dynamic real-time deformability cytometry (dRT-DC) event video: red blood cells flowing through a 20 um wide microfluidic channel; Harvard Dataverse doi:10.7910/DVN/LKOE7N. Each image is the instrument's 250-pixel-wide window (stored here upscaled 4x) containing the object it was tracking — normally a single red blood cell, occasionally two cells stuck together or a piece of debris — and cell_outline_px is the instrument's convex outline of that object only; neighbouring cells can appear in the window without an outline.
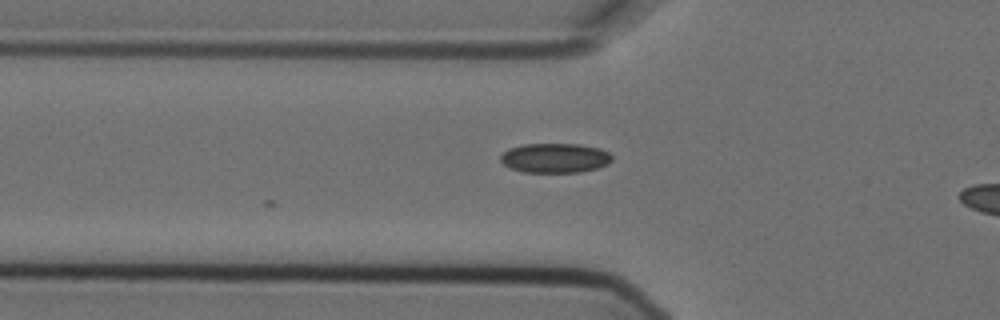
{"species": "Egyptian fruit bat (a non-hibernating species)", "species_latin": "Rousettus aegyptiacus", "temperature_condition": "cold", "stored_images_in_passage": 3, "segment_of_instrument_passage": [1, 2], "camera_frame_rate_fps": 3000, "um_per_image_px": 0.085, "animal": {"sex": "female"}, "frame": {"image": 1, "passage_image": 2, "time_ms": 0.333, "image_size_px": [1000, 320], "cell_outline_px": [[612, 160], [608, 164], [596, 168], [580, 172], [524, 172], [512, 168], [504, 164], [500, 160], [500, 156], [508, 148], [524, 144], [580, 144], [600, 148], [608, 152], [612, 156]], "centroid_in_image_um": [47.18, 13.42], "position_along_channel_um": 78.6, "area_um2": 19.19}}